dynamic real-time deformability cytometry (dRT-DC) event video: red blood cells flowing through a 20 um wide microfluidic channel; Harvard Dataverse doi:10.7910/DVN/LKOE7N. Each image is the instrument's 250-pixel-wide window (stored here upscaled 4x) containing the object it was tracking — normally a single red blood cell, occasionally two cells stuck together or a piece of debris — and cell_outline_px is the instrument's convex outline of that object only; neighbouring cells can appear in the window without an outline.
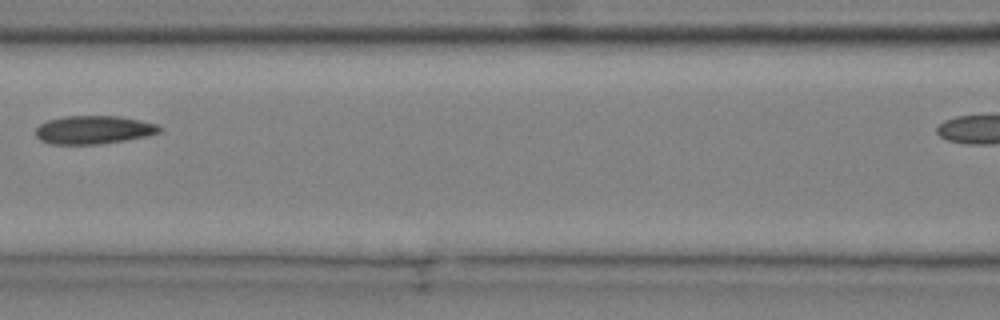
{"species": "common noctule bat (a hibernating species)", "species_latin": "Nyctalus noctula", "temperature_condition": "cold", "stored_images_in_passage": 7, "camera_frame_rate_fps": 3000, "um_per_image_px": 0.085, "animal": {"sex": "male", "body_mass_g": 20.4}, "frame": {"image": 1, "passage_image": 5, "time_ms": 1.333, "image_size_px": [1000, 320], "cell_outline_px": [[160, 132], [148, 136], [100, 144], [48, 144], [40, 140], [36, 136], [36, 128], [40, 124], [48, 120], [64, 116], [120, 116], [156, 124], [160, 128]], "centroid_in_image_um": [7.92, 11.04], "position_along_channel_um": 158.7, "area_um2": 20.35}}